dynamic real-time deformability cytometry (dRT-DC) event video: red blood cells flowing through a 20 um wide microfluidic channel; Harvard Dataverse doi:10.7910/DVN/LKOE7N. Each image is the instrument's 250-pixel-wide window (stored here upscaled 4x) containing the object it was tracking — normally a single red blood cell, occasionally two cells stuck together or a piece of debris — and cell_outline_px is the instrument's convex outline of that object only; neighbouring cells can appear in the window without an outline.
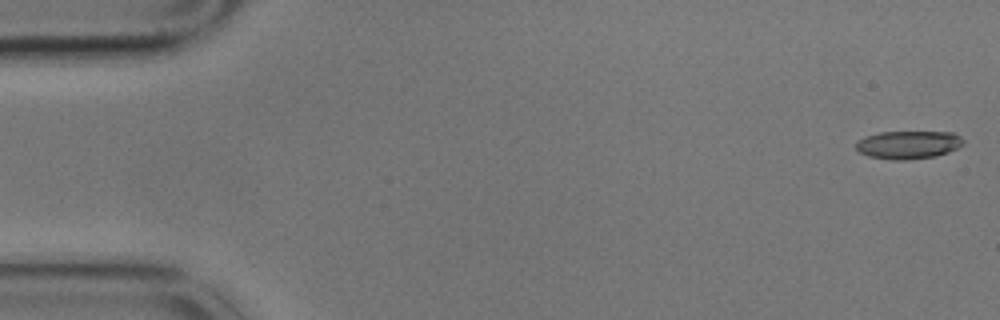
{"species": "common noctule bat (a hibernating species)", "species_latin": "Nyctalus noctula", "temperature_condition": "cold", "stored_images_in_passage": 58, "camera_frame_rate_fps": 3000, "um_per_image_px": 0.085, "animal": {"sex": "male", "body_mass_g": 17.9}, "frame": {"image": 1, "passage_image": 1, "time_ms": 0.0, "image_size_px": [1000, 320], "cell_outline_px": [[964, 144], [948, 152], [936, 156], [904, 160], [896, 160], [868, 156], [860, 152], [856, 148], [856, 140], [864, 136], [880, 132], [956, 132], [964, 140]], "centroid_in_image_um": [77.21, 12.29], "position_along_channel_um": 7.8, "area_um2": 17.63}}
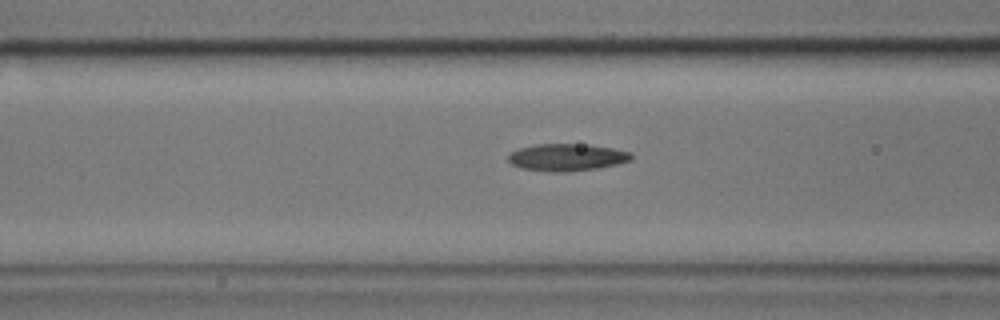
{"frame": {"image": 2, "passage_image": 22, "time_ms": 7.0, "image_size_px": [1000, 320], "cell_outline_px": [[632, 160], [616, 164], [596, 168], [572, 172], [552, 172], [520, 168], [512, 164], [508, 160], [508, 156], [512, 152], [520, 148], [536, 144], [576, 144], [612, 148], [632, 152]], "centroid_in_image_um": [48.18, 13.38], "position_along_channel_um": 118.4, "area_um2": 19.36}}
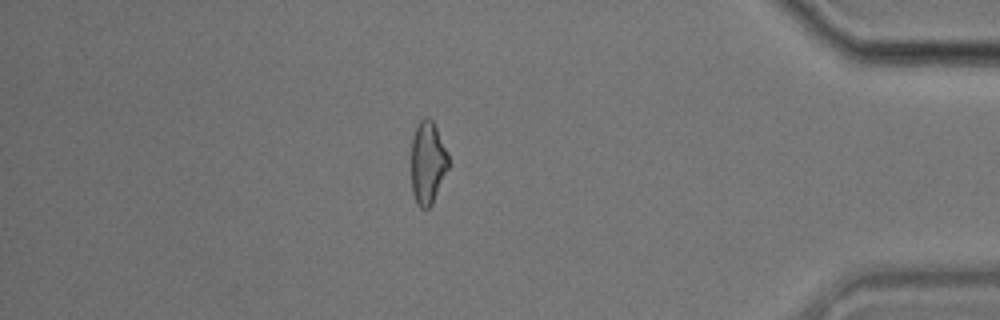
{"frame": {"image": 3, "passage_image": 50, "time_ms": 16.333, "image_size_px": [1000, 320], "cell_outline_px": [[452, 164], [432, 204], [428, 208], [420, 208], [416, 204], [412, 192], [412, 140], [416, 128], [420, 120], [424, 116], [428, 116], [432, 120], [448, 152]], "centroid_in_image_um": [36.4, 13.85], "position_along_channel_um": 398.8, "area_um2": 18.32}, "authors_computed_cell_mechanics": {"area_um2": 18.7561, "velocity_mm_per_s": 3.4081, "shape_relaxation_time_tau1_ms": 4.6937, "shape_relaxation_time_tau2_ms": 4.6258, "deformation_change_tau1": 0.153, "deformation_change_tau2": 0.1418}}